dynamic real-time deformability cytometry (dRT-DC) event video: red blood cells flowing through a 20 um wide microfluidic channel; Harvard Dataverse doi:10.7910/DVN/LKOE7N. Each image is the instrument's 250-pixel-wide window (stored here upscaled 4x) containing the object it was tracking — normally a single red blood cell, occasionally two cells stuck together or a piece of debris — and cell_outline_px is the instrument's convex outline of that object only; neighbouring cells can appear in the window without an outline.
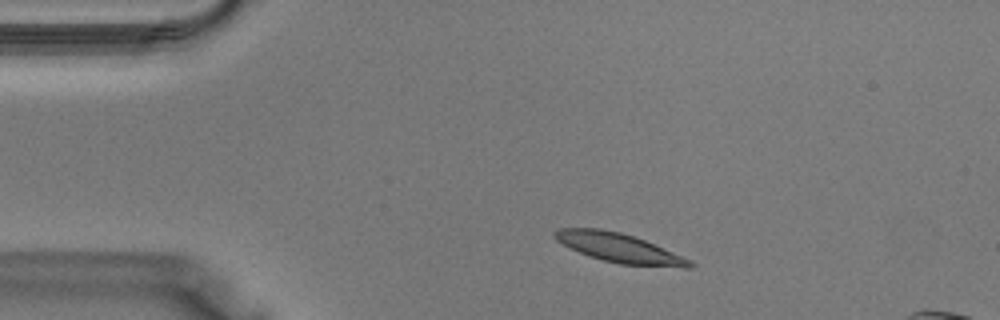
{"species": "Egyptian fruit bat (a non-hibernating species)", "species_latin": "Rousettus aegyptiacus", "temperature_condition": "warm", "stored_images_in_passage": 35, "segment_of_instrument_passage": [1, 2], "camera_frame_rate_fps": 3000, "um_per_image_px": 0.085, "animal": {"sex": "male"}, "frame": {"image": 1, "passage_image": 2, "time_ms": 0.333, "image_size_px": [1000, 320], "cell_outline_px": [[696, 264], [692, 268], [684, 268], [620, 264], [588, 256], [556, 240], [552, 236], [552, 232], [556, 228], [600, 228], [620, 232], [644, 240], [692, 260]], "centroid_in_image_um": [52.65, 21.07], "position_along_channel_um": 32.4, "area_um2": 22.95}}
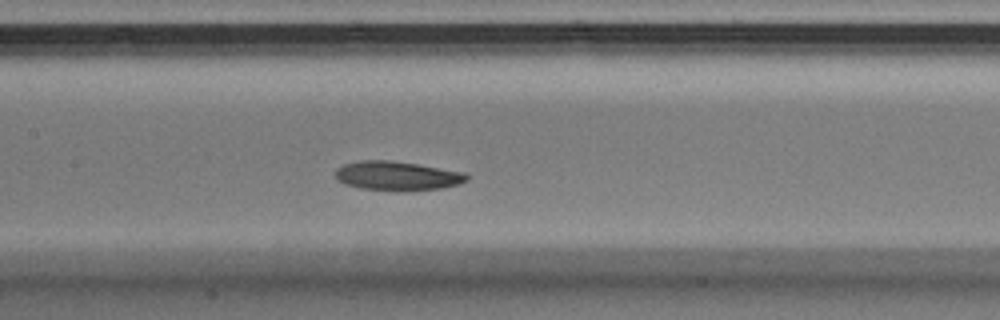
{"frame": {"image": 2, "passage_image": 13, "time_ms": 4.0, "image_size_px": [1000, 320], "cell_outline_px": [[468, 180], [460, 184], [440, 188], [396, 192], [360, 188], [344, 184], [336, 180], [336, 168], [344, 164], [360, 160], [388, 160], [416, 164], [464, 172], [468, 176]], "centroid_in_image_um": [33.73, 14.96], "position_along_channel_um": 173.7, "area_um2": 22.48}}
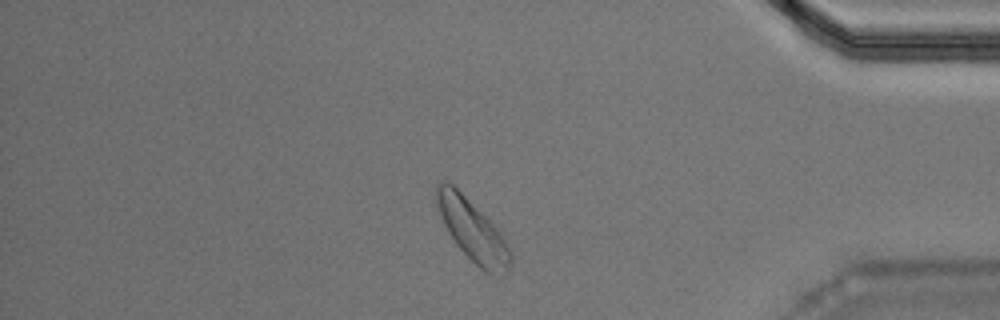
{"frame": {"image": 3, "passage_image": 28, "time_ms": 9.0, "image_size_px": [1000, 320], "cell_outline_px": [[512, 264], [508, 272], [504, 276], [492, 276], [484, 272], [456, 244], [448, 232], [440, 216], [436, 204], [436, 184], [440, 180], [448, 180], [496, 228], [508, 244], [512, 252]], "centroid_in_image_um": [40.19, 19.64], "position_along_channel_um": 395.0, "area_um2": 26.36}}